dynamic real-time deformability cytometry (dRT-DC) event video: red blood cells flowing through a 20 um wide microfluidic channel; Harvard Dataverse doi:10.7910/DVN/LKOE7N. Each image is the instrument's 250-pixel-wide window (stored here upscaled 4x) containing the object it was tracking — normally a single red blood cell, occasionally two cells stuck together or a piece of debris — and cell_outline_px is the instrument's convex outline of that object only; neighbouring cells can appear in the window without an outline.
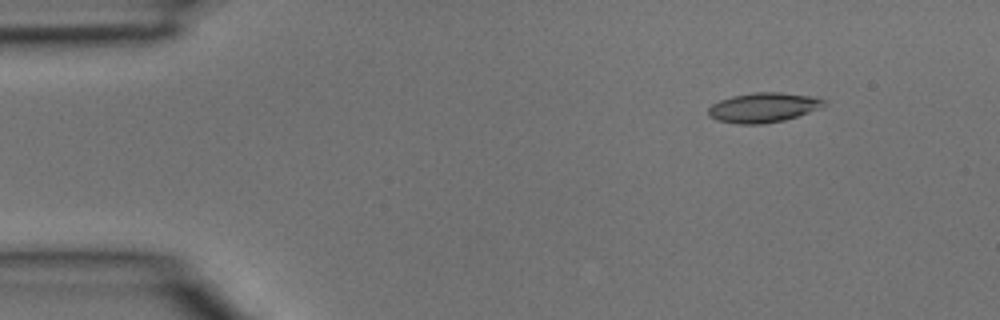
{"species": "common noctule bat (a hibernating species)", "species_latin": "Nyctalus noctula", "temperature_condition": "room temperature", "stored_images_in_passage": 4, "camera_frame_rate_fps": 3000, "um_per_image_px": 0.085, "animal": {"sex": "male", "body_mass_g": 15.6}, "frame": {"image": 1, "passage_image": 2, "time_ms": 0.333, "image_size_px": [1000, 320], "cell_outline_px": [[824, 104], [820, 108], [784, 120], [764, 124], [740, 124], [716, 120], [708, 116], [708, 108], [712, 104], [720, 100], [732, 96], [752, 92], [780, 92], [816, 96], [824, 100]], "centroid_in_image_um": [64.86, 9.13], "position_along_channel_um": 20.1, "area_um2": 20.06}}
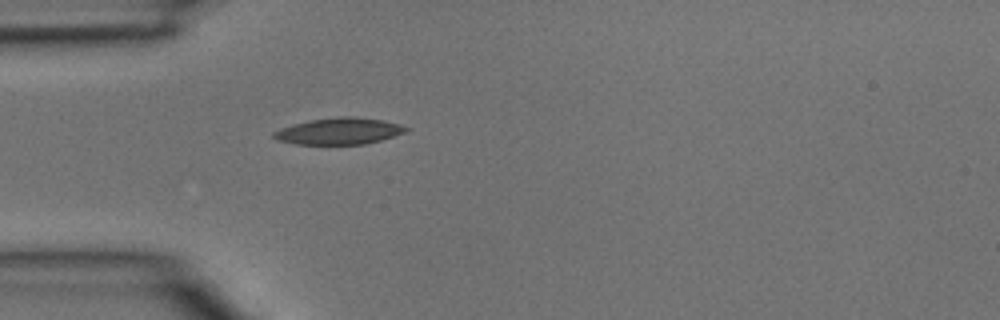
{"frame": {"image": 2, "passage_image": 4, "time_ms": 1.0, "image_size_px": [1000, 320], "cell_outline_px": [[412, 128], [404, 132], [380, 140], [364, 144], [296, 144], [276, 140], [272, 136], [272, 132], [280, 128], [292, 124], [312, 120], [344, 116], [352, 116], [380, 120], [400, 124]], "centroid_in_image_um": [28.79, 11.15], "position_along_channel_um": 56.2, "area_um2": 20.29}}